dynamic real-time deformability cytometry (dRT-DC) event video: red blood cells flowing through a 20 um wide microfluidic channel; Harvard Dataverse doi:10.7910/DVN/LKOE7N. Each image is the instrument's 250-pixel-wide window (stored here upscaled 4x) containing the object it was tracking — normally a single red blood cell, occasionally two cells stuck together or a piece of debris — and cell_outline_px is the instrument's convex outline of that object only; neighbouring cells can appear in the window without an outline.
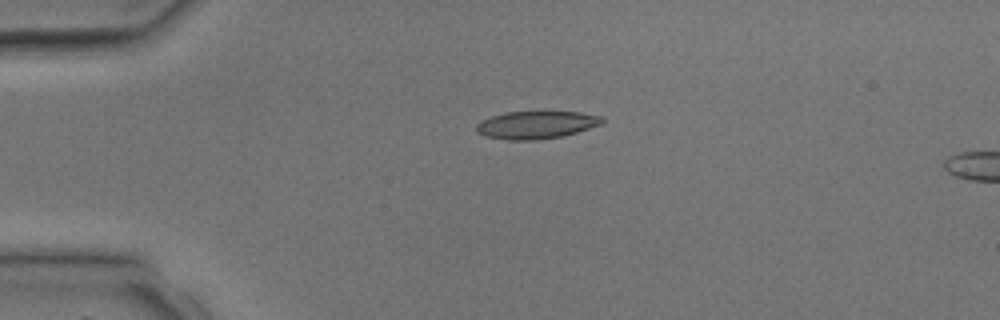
{"species": "common noctule bat (a hibernating species)", "species_latin": "Nyctalus noctula", "temperature_condition": "room temperature", "stored_images_in_passage": 4, "camera_frame_rate_fps": 3000, "um_per_image_px": 0.085, "animal": {"sex": "male", "body_mass_g": 17.9, "forearm_length_mm": 54.2}, "frame": {"image": 1, "passage_image": 3, "time_ms": 2.667, "image_size_px": [1000, 320], "cell_outline_px": [[604, 124], [564, 136], [536, 140], [508, 140], [484, 136], [476, 132], [476, 124], [480, 120], [504, 112], [580, 112], [604, 116]], "centroid_in_image_um": [45.6, 10.62], "position_along_channel_um": 39.4, "area_um2": 20.58}}